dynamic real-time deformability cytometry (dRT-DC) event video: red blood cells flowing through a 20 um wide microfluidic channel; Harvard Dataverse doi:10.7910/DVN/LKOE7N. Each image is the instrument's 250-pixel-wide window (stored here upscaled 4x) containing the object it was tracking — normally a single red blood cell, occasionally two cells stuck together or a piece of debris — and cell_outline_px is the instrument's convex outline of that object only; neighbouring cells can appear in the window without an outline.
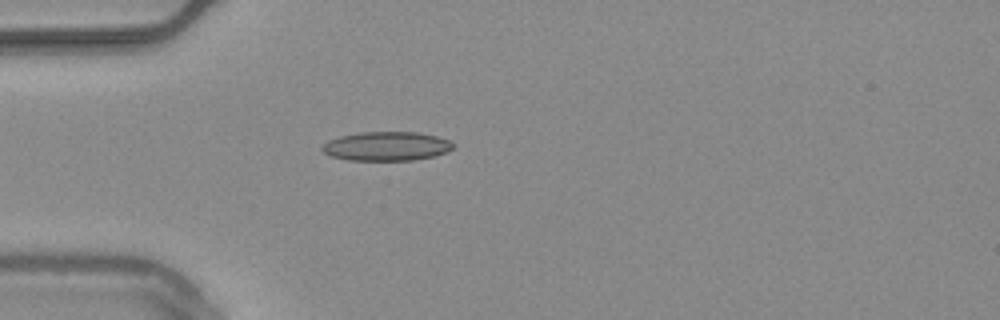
{"species": "common noctule bat (a hibernating species)", "species_latin": "Nyctalus noctula", "temperature_condition": "warm", "stored_images_in_passage": 39, "camera_frame_rate_fps": 3000, "um_per_image_px": 0.085, "animal": {"sex": "male", "body_mass_g": 20.4}, "frame": {"image": 1, "passage_image": 1, "time_ms": 0.0, "image_size_px": [1000, 320], "cell_outline_px": [[456, 144], [452, 148], [444, 152], [432, 156], [412, 160], [348, 160], [332, 156], [324, 152], [320, 148], [328, 140], [340, 136], [360, 132], [416, 132], [436, 136], [448, 140]], "centroid_in_image_um": [32.83, 12.42], "position_along_channel_um": 52.2, "area_um2": 21.96}}
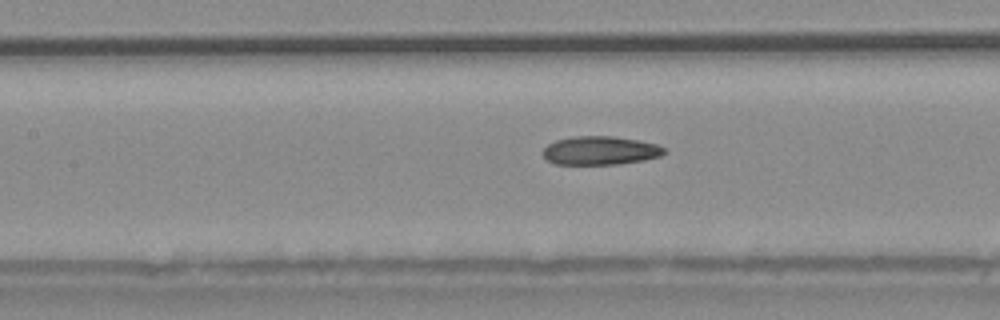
{"frame": {"image": 2, "passage_image": 10, "time_ms": 3.0, "image_size_px": [1000, 320], "cell_outline_px": [[668, 152], [660, 156], [644, 160], [616, 164], [556, 164], [548, 160], [544, 156], [544, 148], [548, 144], [556, 140], [572, 136], [612, 136], [636, 140], [656, 144], [668, 148]], "centroid_in_image_um": [51.06, 12.79], "position_along_channel_um": 156.3, "area_um2": 20.17}}
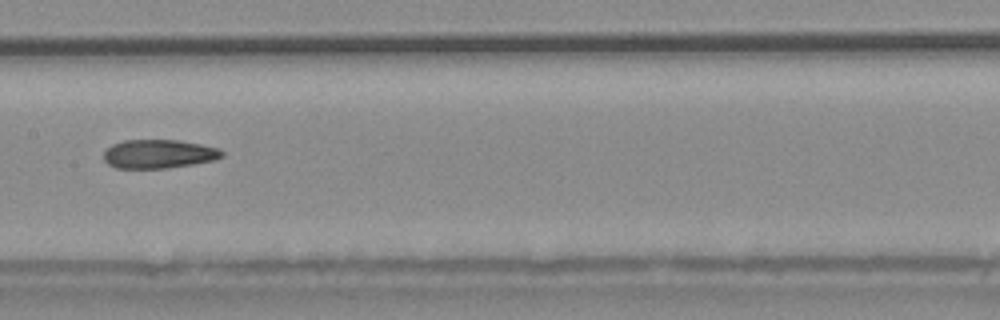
{"frame": {"image": 3, "passage_image": 13, "time_ms": 4.0, "image_size_px": [1000, 320], "cell_outline_px": [[224, 156], [212, 160], [192, 164], [164, 168], [116, 168], [108, 164], [104, 160], [104, 152], [112, 144], [124, 140], [180, 140], [220, 148], [224, 152]], "centroid_in_image_um": [13.49, 13.08], "position_along_channel_um": 193.9, "area_um2": 19.77}, "authors_computed_cell_mechanics": {"area_um2": 20.3456, "velocity_mm_per_s": 3.7744, "shape_relaxation_time_tau1_ms": null, "shape_relaxation_time_tau2_ms": 5.3705, "deformation_change_tau1": null, "deformation_change_tau2": 0.1344}}